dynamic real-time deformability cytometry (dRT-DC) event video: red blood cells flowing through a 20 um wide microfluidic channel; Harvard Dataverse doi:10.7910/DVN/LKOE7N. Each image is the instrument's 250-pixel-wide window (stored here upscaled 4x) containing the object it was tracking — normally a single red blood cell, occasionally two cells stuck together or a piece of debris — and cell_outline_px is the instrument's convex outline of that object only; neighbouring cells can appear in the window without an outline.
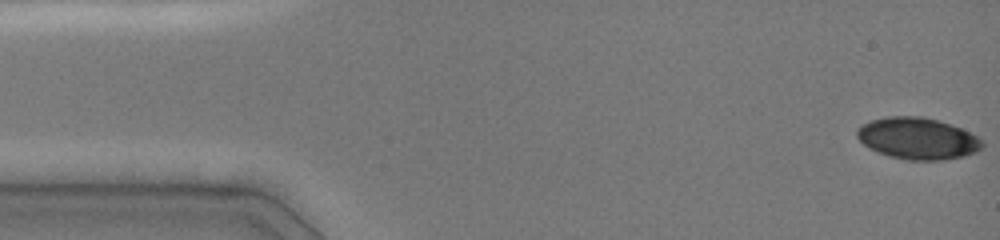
{"species": "common noctule bat (a hibernating species)", "species_latin": "Nyctalus noctula", "temperature_condition": "cold", "stored_images_in_passage": 23, "camera_frame_rate_fps": 3000, "um_per_image_px": 0.085, "animal": {"sex": "female", "body_mass_g": 19.0, "forearm_length_mm": 51.5}, "frame": {"image": 1, "passage_image": 1, "time_ms": 0.0, "image_size_px": [1000, 240], "cell_outline_px": [[984, 144], [976, 152], [964, 156], [944, 160], [908, 160], [892, 156], [880, 152], [864, 144], [856, 136], [856, 128], [872, 120], [888, 116], [924, 116], [960, 128], [976, 136]], "centroid_in_image_um": [77.99, 11.76], "position_along_channel_um": 7.0, "area_um2": 29.94}}
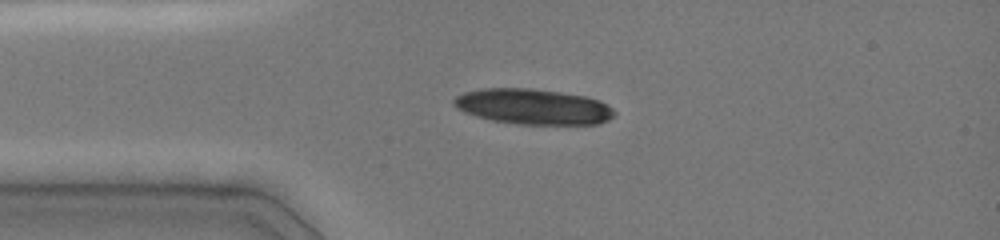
{"frame": {"image": 2, "passage_image": 17, "time_ms": 3.333, "image_size_px": [1000, 240], "cell_outline_px": [[616, 112], [608, 120], [596, 124], [516, 124], [492, 120], [476, 116], [464, 112], [456, 108], [452, 104], [452, 100], [456, 96], [464, 92], [484, 88], [532, 88], [560, 92], [584, 96], [600, 100], [612, 108]], "centroid_in_image_um": [45.28, 9.06], "position_along_channel_um": 39.7, "area_um2": 33.23}}